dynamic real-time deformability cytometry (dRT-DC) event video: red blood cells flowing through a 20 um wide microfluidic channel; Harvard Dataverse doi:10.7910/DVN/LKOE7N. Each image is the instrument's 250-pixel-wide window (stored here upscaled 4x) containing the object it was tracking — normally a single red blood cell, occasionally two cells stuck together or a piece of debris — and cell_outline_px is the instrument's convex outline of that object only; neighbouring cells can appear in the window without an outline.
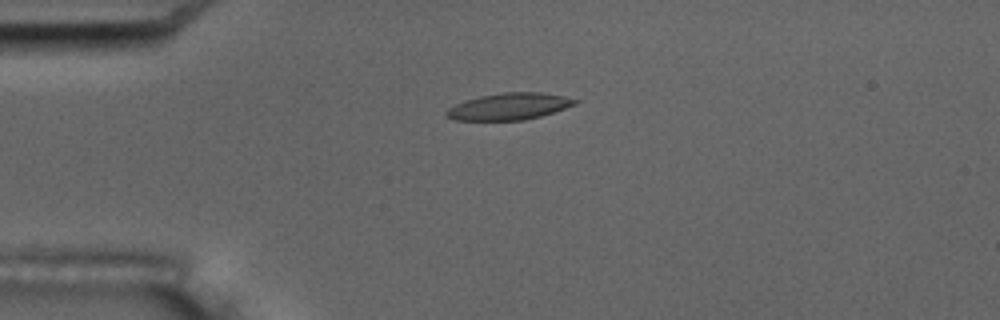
{"species": "common noctule bat (a hibernating species)", "species_latin": "Nyctalus noctula", "temperature_condition": "room temperature", "stored_images_in_passage": 5, "camera_frame_rate_fps": 3000, "um_per_image_px": 0.085, "animal": {"sex": "male", "body_mass_g": 17.5, "forearm_length_mm": 52.3}, "frame": {"image": 1, "passage_image": 4, "time_ms": 3.667, "image_size_px": [1000, 320], "cell_outline_px": [[580, 100], [576, 104], [540, 116], [524, 120], [456, 120], [444, 116], [444, 112], [448, 108], [464, 100], [480, 96], [504, 92], [544, 92], [564, 96]], "centroid_in_image_um": [43.25, 9.04], "position_along_channel_um": 41.7, "area_um2": 20.06}}